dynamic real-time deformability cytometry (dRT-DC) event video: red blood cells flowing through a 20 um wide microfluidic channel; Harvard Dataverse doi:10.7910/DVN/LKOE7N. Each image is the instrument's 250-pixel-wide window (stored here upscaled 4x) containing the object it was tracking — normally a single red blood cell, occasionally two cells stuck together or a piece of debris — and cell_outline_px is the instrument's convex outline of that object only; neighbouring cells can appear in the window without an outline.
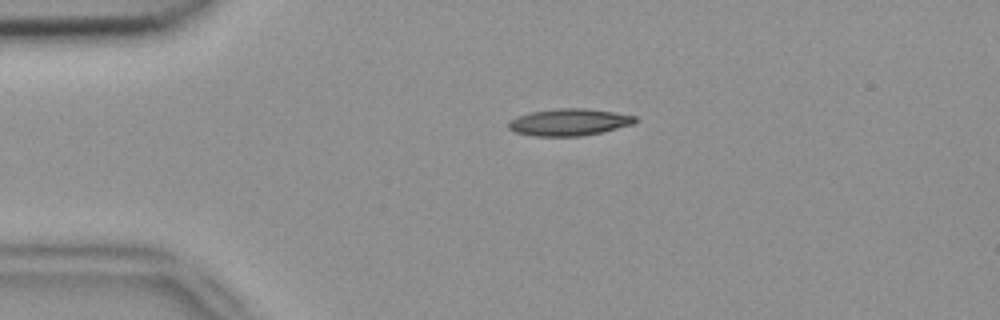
{"species": "common noctule bat (a hibernating species)", "species_latin": "Nyctalus noctula", "temperature_condition": "room temperature", "stored_images_in_passage": 36, "camera_frame_rate_fps": 3000, "um_per_image_px": 0.085, "animal": {"sex": "female", "body_mass_g": 18.4}, "frame": {"image": 1, "passage_image": 2, "time_ms": 0.333, "image_size_px": [1000, 320], "cell_outline_px": [[636, 120], [632, 124], [600, 132], [580, 136], [536, 136], [516, 132], [508, 128], [508, 120], [516, 116], [528, 112], [560, 108], [584, 108], [616, 112], [636, 116]], "centroid_in_image_um": [48.32, 10.37], "position_along_channel_um": 36.7, "area_um2": 19.83}}
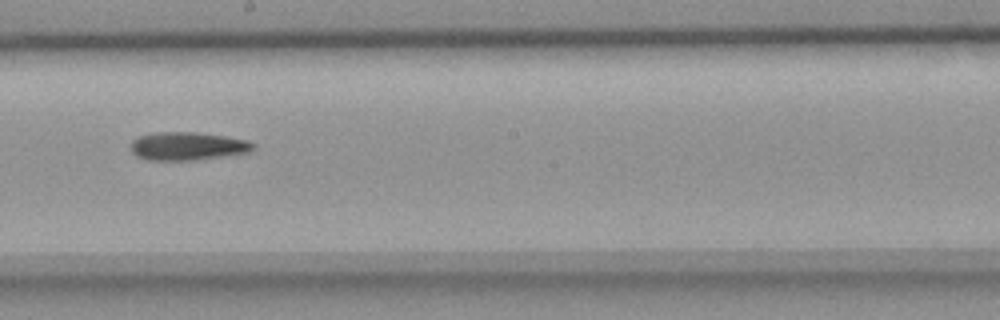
{"frame": {"image": 2, "passage_image": 20, "time_ms": 6.333, "image_size_px": [1000, 320], "cell_outline_px": [[256, 144], [248, 152], [192, 160], [148, 160], [136, 156], [128, 148], [132, 140], [140, 136], [156, 132], [196, 132], [224, 136], [244, 140]], "centroid_in_image_um": [15.85, 12.42], "position_along_channel_um": 232.4, "area_um2": 19.88}}
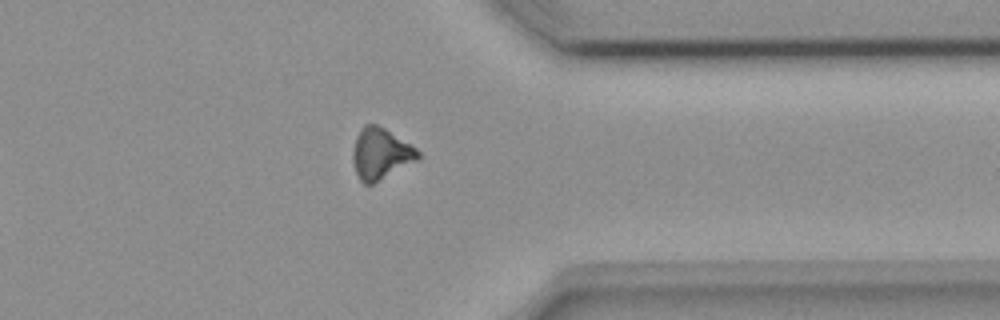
{"frame": {"image": 3, "passage_image": 32, "time_ms": 10.333, "image_size_px": [1000, 320], "cell_outline_px": [[420, 160], [372, 184], [364, 184], [360, 180], [356, 172], [352, 160], [352, 152], [356, 136], [360, 128], [364, 124], [376, 124], [384, 128], [416, 148], [420, 152]], "centroid_in_image_um": [32.35, 13.07], "position_along_channel_um": 379.0, "area_um2": 19.54}}